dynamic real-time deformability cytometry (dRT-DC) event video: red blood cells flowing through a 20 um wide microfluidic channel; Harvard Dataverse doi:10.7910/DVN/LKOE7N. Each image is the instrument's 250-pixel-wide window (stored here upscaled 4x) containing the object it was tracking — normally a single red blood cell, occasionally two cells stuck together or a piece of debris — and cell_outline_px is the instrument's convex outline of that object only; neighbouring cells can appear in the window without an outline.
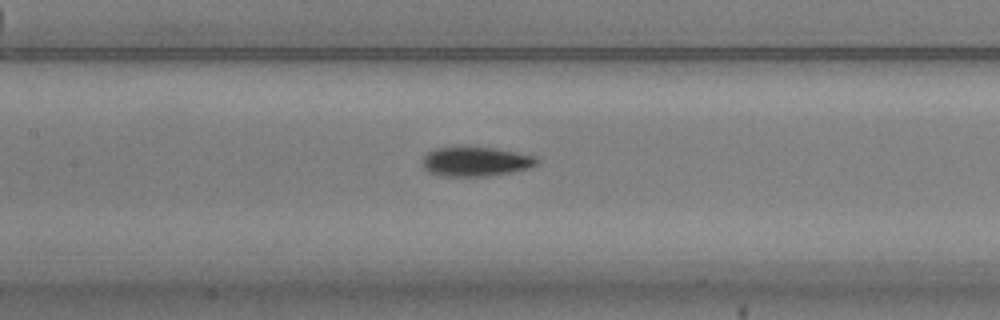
{"species": "common noctule bat (a hibernating species)", "species_latin": "Nyctalus noctula", "temperature_condition": "warm", "stored_images_in_passage": 10, "camera_frame_rate_fps": 3000, "um_per_image_px": 0.085, "animal": {"sex": "male", "body_mass_g": 20.5, "forearm_length_mm": 52.5}, "frame": {"image": 1, "passage_image": 8, "time_ms": 2.333, "image_size_px": [1000, 320], "cell_outline_px": [[540, 160], [536, 164], [528, 168], [512, 172], [484, 176], [440, 176], [428, 172], [424, 168], [420, 160], [428, 152], [436, 148], [460, 144], [468, 144], [492, 148], [536, 156]], "centroid_in_image_um": [40.36, 13.69], "position_along_channel_um": 167.0, "area_um2": 20.29}}